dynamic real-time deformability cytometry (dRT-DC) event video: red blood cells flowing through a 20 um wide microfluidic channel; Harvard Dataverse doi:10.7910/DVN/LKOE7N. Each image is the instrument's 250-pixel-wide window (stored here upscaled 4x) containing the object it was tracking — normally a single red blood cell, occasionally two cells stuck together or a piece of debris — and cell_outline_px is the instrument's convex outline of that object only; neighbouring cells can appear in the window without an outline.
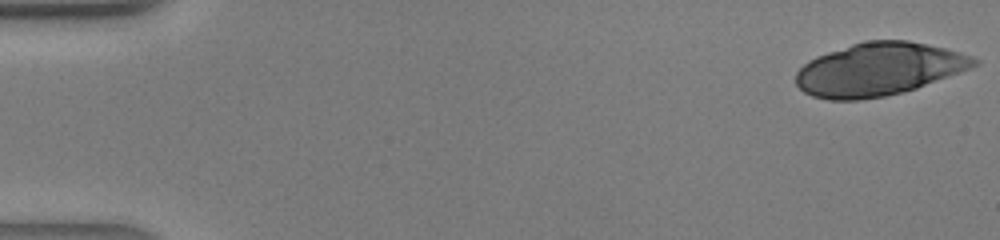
{"species": "human", "species_latin": "Homo sapiens", "temperature_condition": "warm", "stored_images_in_passage": 18, "camera_frame_rate_fps": 3000, "um_per_image_px": 0.085, "donor": {"sex": "male"}, "frame": {"image": 1, "passage_image": 1, "time_ms": 0.0, "image_size_px": [1000, 240], "cell_outline_px": [[980, 64], [960, 72], [916, 88], [904, 92], [884, 96], [856, 100], [828, 100], [812, 96], [804, 92], [796, 84], [796, 72], [808, 60], [816, 56], [864, 40], [908, 40], [928, 44], [960, 52], [972, 56], [980, 60]], "centroid_in_image_um": [74.69, 5.88], "position_along_channel_um": 10.3, "area_um2": 54.91}}
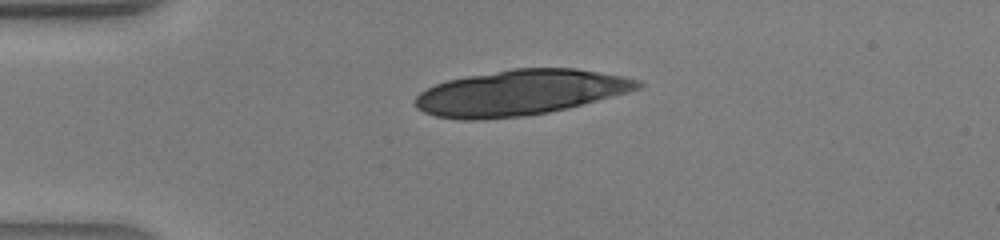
{"frame": {"image": 2, "passage_image": 10, "time_ms": 3.0, "image_size_px": [1000, 240], "cell_outline_px": [[644, 84], [640, 88], [628, 92], [548, 112], [524, 116], [480, 120], [464, 120], [436, 116], [424, 112], [416, 108], [412, 104], [412, 100], [420, 92], [436, 84], [448, 80], [468, 76], [512, 68], [576, 68], [620, 76], [640, 80]], "centroid_in_image_um": [44.14, 7.87], "position_along_channel_um": 40.9, "area_um2": 58.61}}